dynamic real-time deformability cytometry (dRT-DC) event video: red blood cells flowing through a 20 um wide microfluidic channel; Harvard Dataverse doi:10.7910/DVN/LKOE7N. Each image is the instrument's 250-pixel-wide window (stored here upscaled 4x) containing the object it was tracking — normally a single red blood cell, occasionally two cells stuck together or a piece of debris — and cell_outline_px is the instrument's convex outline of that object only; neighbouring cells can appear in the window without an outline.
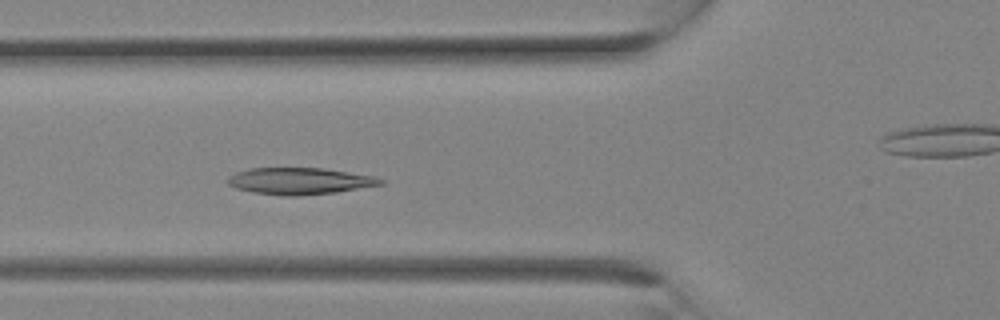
{"species": "Egyptian fruit bat (a non-hibernating species)", "species_latin": "Rousettus aegyptiacus", "temperature_condition": "room temperature", "stored_images_in_passage": 29, "camera_frame_rate_fps": 3000, "um_per_image_px": 0.085, "animal": {"sex": "female"}, "frame": {"image": 1, "passage_image": 10, "time_ms": 3.0, "image_size_px": [1000, 320], "cell_outline_px": [[384, 184], [336, 192], [296, 196], [288, 196], [252, 192], [236, 188], [228, 184], [228, 176], [236, 172], [248, 168], [324, 168], [372, 176], [384, 180]], "centroid_in_image_um": [25.45, 15.38], "position_along_channel_um": 100.4, "area_um2": 23.64}}
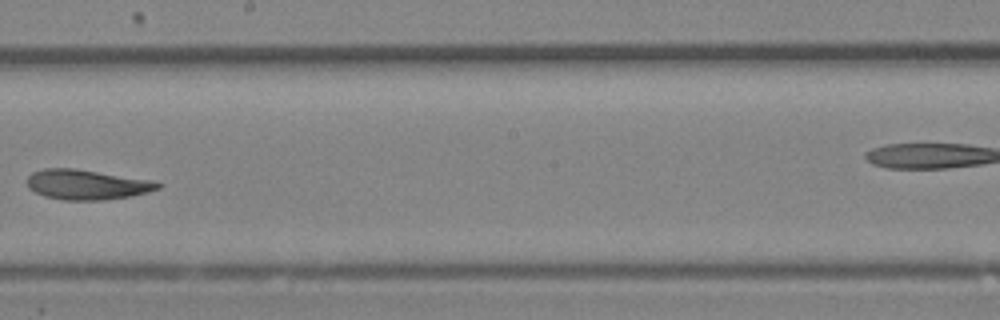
{"frame": {"image": 2, "passage_image": 16, "time_ms": 5.0, "image_size_px": [1000, 320], "cell_outline_px": [[164, 184], [160, 188], [148, 192], [132, 196], [100, 200], [64, 200], [44, 196], [28, 188], [28, 176], [32, 172], [44, 168], [72, 168], [156, 180]], "centroid_in_image_um": [7.43, 15.68], "position_along_channel_um": 240.8, "area_um2": 23.0}}
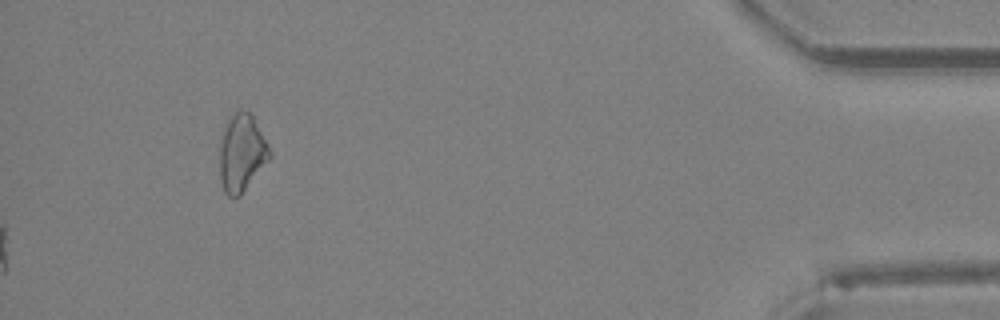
{"frame": {"image": 3, "passage_image": 29, "time_ms": 9.333, "image_size_px": [1000, 320], "cell_outline_px": [[272, 156], [240, 196], [228, 196], [224, 192], [220, 180], [220, 136], [228, 116], [240, 108], [252, 112], [272, 152]], "centroid_in_image_um": [20.54, 12.93], "position_along_channel_um": 414.7, "area_um2": 23.06}}